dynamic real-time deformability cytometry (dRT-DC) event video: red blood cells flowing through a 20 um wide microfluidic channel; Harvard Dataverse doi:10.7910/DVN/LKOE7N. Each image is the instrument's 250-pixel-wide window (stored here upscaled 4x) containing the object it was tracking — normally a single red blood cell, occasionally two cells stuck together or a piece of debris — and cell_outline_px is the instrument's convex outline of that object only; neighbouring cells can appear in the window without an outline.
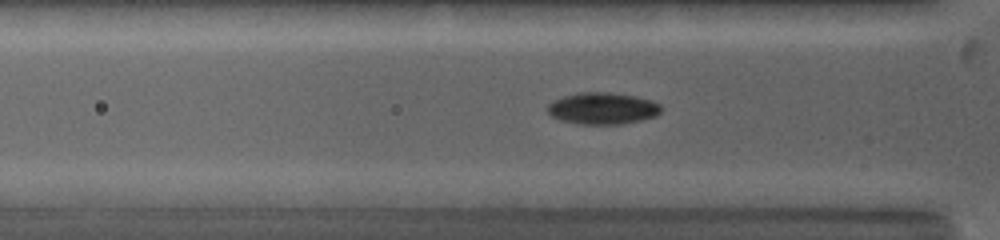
{"species": "common noctule bat (a hibernating species)", "species_latin": "Nyctalus noctula", "temperature_condition": "warm", "stored_images_in_passage": 61, "camera_frame_rate_fps": 5000, "um_per_image_px": 0.085, "animal": {"sex": "female", "body_mass_g": 19.0, "forearm_length_mm": 53.3}, "frame": {"image": 1, "passage_image": 17, "time_ms": 3.0, "image_size_px": [1000, 240], "cell_outline_px": [[660, 112], [656, 116], [640, 120], [620, 124], [580, 124], [560, 120], [552, 116], [548, 112], [548, 104], [552, 100], [576, 92], [608, 92], [636, 96], [652, 100], [660, 104]], "centroid_in_image_um": [51.2, 9.2], "position_along_channel_um": 74.6, "area_um2": 21.04}}
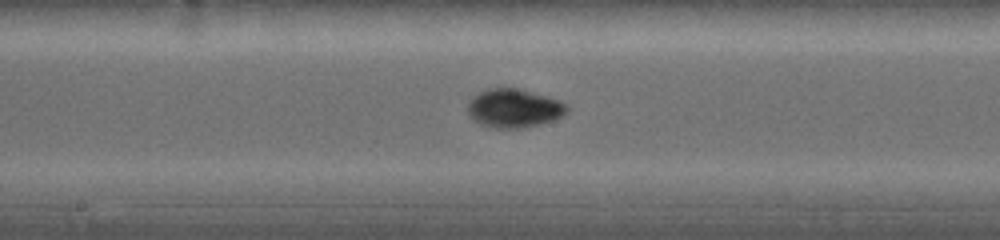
{"frame": {"image": 2, "passage_image": 36, "time_ms": 6.2, "image_size_px": [1000, 240], "cell_outline_px": [[568, 112], [552, 120], [540, 124], [524, 128], [492, 128], [480, 124], [468, 112], [468, 104], [472, 96], [488, 88], [516, 88], [548, 96], [560, 100], [568, 104]], "centroid_in_image_um": [43.71, 9.2], "position_along_channel_um": 204.5, "area_um2": 22.31}}
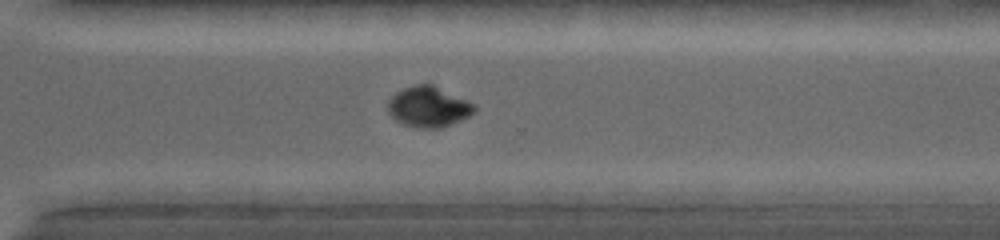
{"frame": {"image": 3, "passage_image": 51, "time_ms": 9.4, "image_size_px": [1000, 240], "cell_outline_px": [[476, 112], [460, 120], [440, 128], [420, 128], [404, 124], [396, 120], [388, 112], [388, 100], [396, 92], [404, 88], [416, 84], [432, 84], [468, 100], [476, 104]], "centroid_in_image_um": [36.44, 9.07], "position_along_channel_um": 334.2, "area_um2": 20.4}, "authors_computed_cell_mechanics": {"area_um2": 20.8658, "velocity_mm_per_s": 4.063, "shape_relaxation_time_tau1_ms": 4.7671, "shape_relaxation_time_tau2_ms": null, "deformation_change_tau1": 0.1999, "deformation_change_tau2": null}}